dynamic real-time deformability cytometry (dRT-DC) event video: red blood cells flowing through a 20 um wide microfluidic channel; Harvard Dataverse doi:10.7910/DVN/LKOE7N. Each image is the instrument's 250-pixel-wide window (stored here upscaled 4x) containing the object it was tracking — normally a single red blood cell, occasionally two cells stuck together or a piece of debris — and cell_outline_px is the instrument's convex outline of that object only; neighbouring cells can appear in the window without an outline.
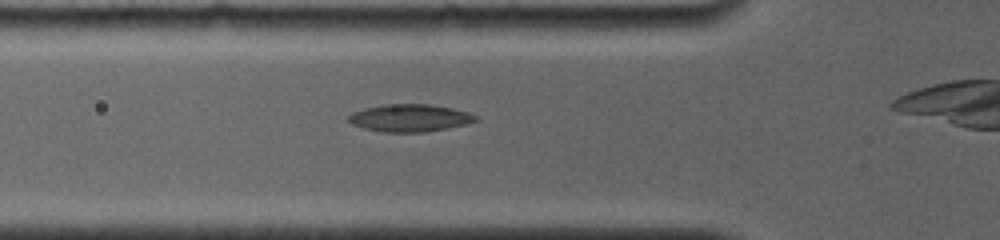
{"species": "common noctule bat (a hibernating species)", "species_latin": "Nyctalus noctula", "temperature_condition": "room temperature", "stored_images_in_passage": 4, "camera_frame_rate_fps": 4000, "um_per_image_px": 0.085, "animal": {"sex": "female", "body_mass_g": 19.0, "forearm_length_mm": 56.7}, "frame": {"image": 1, "passage_image": 4, "time_ms": 2.25, "image_size_px": [1000, 240], "cell_outline_px": [[480, 120], [448, 128], [424, 132], [380, 132], [364, 128], [352, 124], [348, 120], [348, 116], [352, 112], [364, 108], [384, 104], [432, 104], [452, 108], [468, 112], [476, 116]], "centroid_in_image_um": [34.82, 10.02], "position_along_channel_um": 91.0, "area_um2": 20.4}}